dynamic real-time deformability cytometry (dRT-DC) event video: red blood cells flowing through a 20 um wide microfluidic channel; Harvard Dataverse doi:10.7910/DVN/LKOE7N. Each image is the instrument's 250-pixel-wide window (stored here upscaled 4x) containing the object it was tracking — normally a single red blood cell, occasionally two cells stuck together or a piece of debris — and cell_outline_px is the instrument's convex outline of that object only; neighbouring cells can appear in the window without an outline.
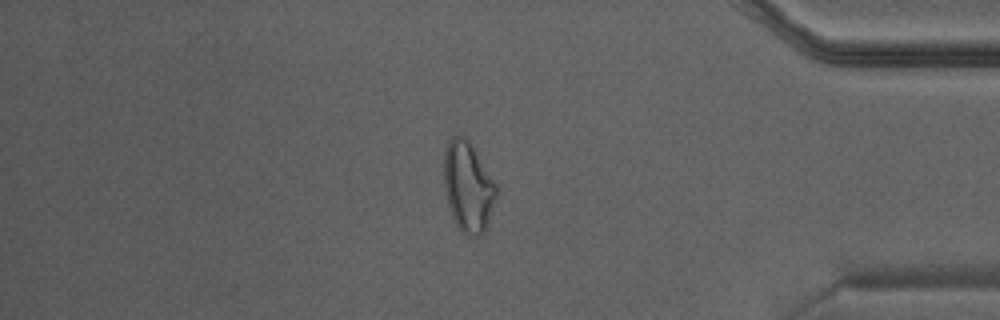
{"species": "Egyptian fruit bat (a non-hibernating species)", "species_latin": "Rousettus aegyptiacus", "temperature_condition": "warm", "stored_images_in_passage": 29, "camera_frame_rate_fps": 3000, "um_per_image_px": 0.085, "animal": {"sex": "male"}, "frame": {"image": 1, "passage_image": 25, "time_ms": 8.0, "image_size_px": [1000, 320], "cell_outline_px": [[496, 196], [488, 228], [480, 236], [476, 236], [464, 232], [456, 224], [452, 216], [448, 204], [444, 188], [444, 152], [448, 140], [452, 136], [464, 136], [468, 140], [496, 184]], "centroid_in_image_um": [39.78, 15.89], "position_along_channel_um": 395.4, "area_um2": 27.28}}